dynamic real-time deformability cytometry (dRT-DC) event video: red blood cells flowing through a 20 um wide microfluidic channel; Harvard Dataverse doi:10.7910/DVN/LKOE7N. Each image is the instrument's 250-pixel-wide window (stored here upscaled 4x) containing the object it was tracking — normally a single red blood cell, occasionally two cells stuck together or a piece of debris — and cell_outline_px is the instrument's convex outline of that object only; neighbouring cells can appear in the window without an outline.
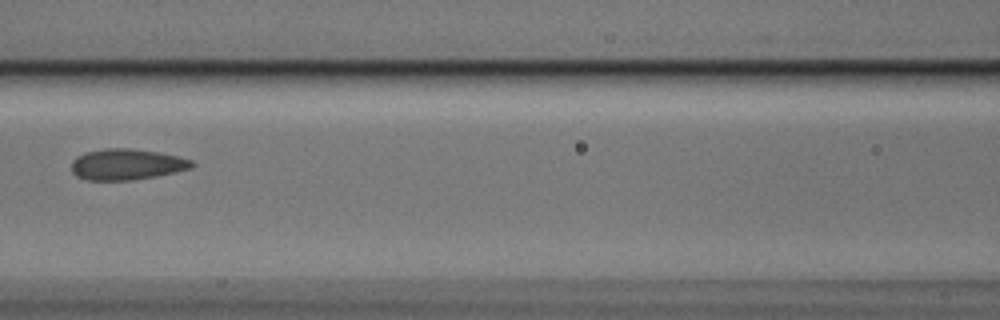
{"species": "Egyptian fruit bat (a non-hibernating species)", "species_latin": "Rousettus aegyptiacus", "temperature_condition": "cold", "stored_images_in_passage": 9, "camera_frame_rate_fps": 3000, "um_per_image_px": 0.085, "animal": {"sex": "male"}, "frame": {"image": 1, "passage_image": 5, "time_ms": 1.333, "image_size_px": [1000, 320], "cell_outline_px": [[196, 164], [192, 168], [176, 172], [156, 176], [132, 180], [88, 180], [76, 176], [72, 172], [72, 160], [76, 156], [84, 152], [104, 148], [128, 148], [160, 152], [192, 160]], "centroid_in_image_um": [10.76, 13.97], "position_along_channel_um": 155.8, "area_um2": 21.91}}
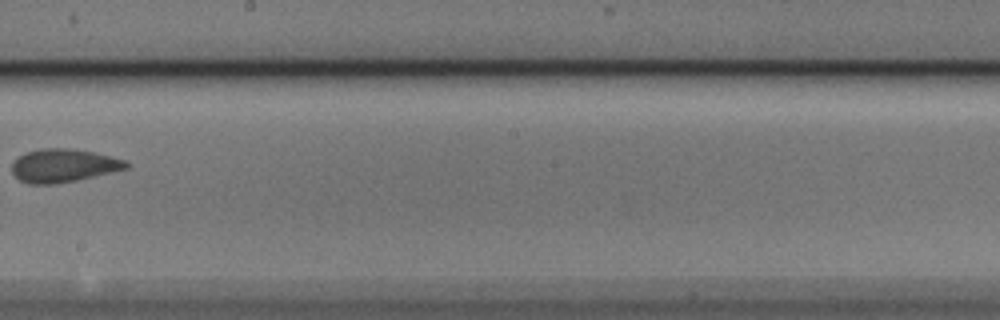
{"frame": {"image": 2, "passage_image": 7, "time_ms": 2.0, "image_size_px": [1000, 320], "cell_outline_px": [[128, 168], [76, 180], [56, 184], [28, 184], [20, 180], [12, 172], [12, 164], [20, 156], [28, 152], [40, 148], [72, 148], [96, 152], [124, 160], [128, 164]], "centroid_in_image_um": [5.39, 14.07], "position_along_channel_um": 242.8, "area_um2": 21.96}}
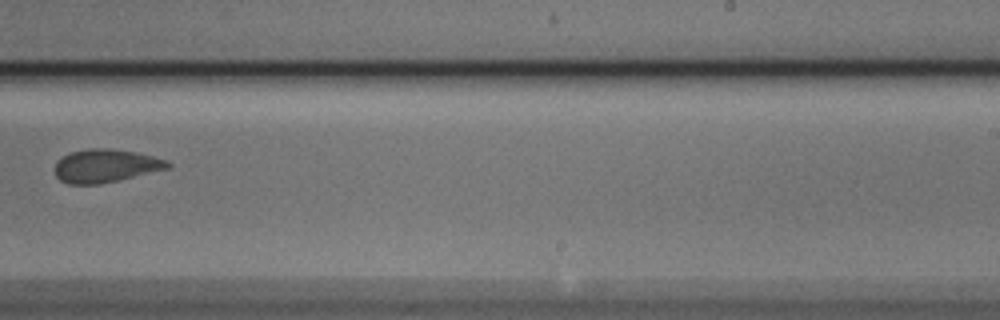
{"frame": {"image": 3, "passage_image": 8, "time_ms": 2.333, "image_size_px": [1000, 320], "cell_outline_px": [[172, 164], [168, 168], [100, 184], [68, 184], [60, 180], [56, 176], [56, 160], [68, 152], [88, 148], [108, 148], [136, 152], [152, 156], [164, 160]], "centroid_in_image_um": [8.92, 14.08], "position_along_channel_um": 280.1, "area_um2": 21.68}}